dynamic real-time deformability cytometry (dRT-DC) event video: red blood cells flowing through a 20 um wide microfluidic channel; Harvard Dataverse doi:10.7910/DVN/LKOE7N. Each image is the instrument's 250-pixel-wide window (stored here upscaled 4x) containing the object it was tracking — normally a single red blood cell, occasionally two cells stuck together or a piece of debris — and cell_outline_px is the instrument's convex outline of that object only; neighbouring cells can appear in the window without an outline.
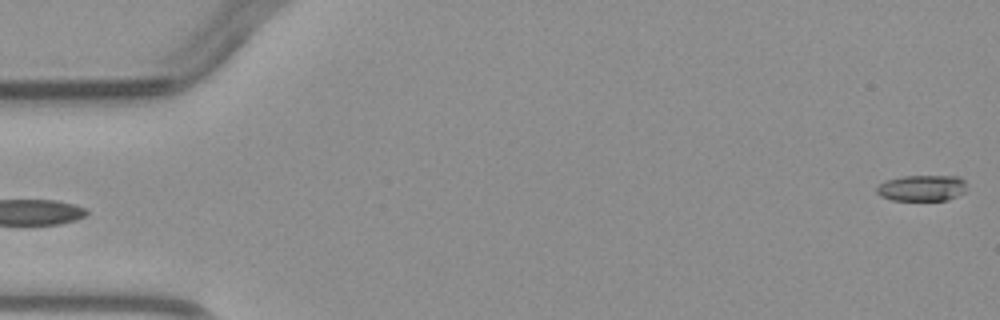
{"species": "common noctule bat (a hibernating species)", "species_latin": "Nyctalus noctula", "temperature_condition": "warm", "stored_images_in_passage": 3, "segment_of_instrument_passage": [2, 2], "camera_frame_rate_fps": 3000, "um_per_image_px": 0.085, "animal": {"sex": "male", "body_mass_g": 23.1, "forearm_length_mm": 52.7}, "frame": {"image": 1, "passage_image": 3, "time_ms": 3.333, "image_size_px": [1000, 320], "cell_outline_px": [[964, 192], [948, 200], [892, 200], [880, 196], [876, 192], [876, 188], [880, 184], [888, 180], [904, 176], [960, 176], [964, 180]], "centroid_in_image_um": [78.35, 15.98], "position_along_channel_um": 6.6, "area_um2": 13.53}}